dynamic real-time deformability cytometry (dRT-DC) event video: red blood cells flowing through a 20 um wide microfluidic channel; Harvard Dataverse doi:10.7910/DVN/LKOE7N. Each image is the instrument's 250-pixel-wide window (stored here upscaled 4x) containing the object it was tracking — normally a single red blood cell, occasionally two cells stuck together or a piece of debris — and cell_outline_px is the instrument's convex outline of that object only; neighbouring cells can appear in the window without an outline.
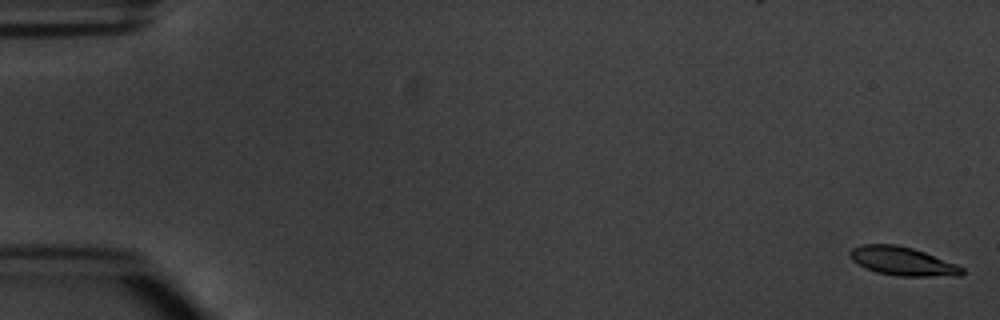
{"species": "common noctule bat (a hibernating species)", "species_latin": "Nyctalus noctula", "temperature_condition": "warm", "stored_images_in_passage": 6, "camera_frame_rate_fps": 3000, "um_per_image_px": 0.085, "animal": {"sex": "male", "body_mass_g": 20.1, "forearm_length_mm": 53.5}, "frame": {"image": 1, "passage_image": 1, "time_ms": 0.0, "image_size_px": [1000, 320], "cell_outline_px": [[964, 272], [960, 276], [896, 276], [876, 272], [864, 268], [852, 260], [848, 252], [852, 248], [860, 244], [896, 244], [912, 248], [924, 252], [956, 264], [964, 268]], "centroid_in_image_um": [76.69, 22.2], "position_along_channel_um": 8.3, "area_um2": 18.79}}